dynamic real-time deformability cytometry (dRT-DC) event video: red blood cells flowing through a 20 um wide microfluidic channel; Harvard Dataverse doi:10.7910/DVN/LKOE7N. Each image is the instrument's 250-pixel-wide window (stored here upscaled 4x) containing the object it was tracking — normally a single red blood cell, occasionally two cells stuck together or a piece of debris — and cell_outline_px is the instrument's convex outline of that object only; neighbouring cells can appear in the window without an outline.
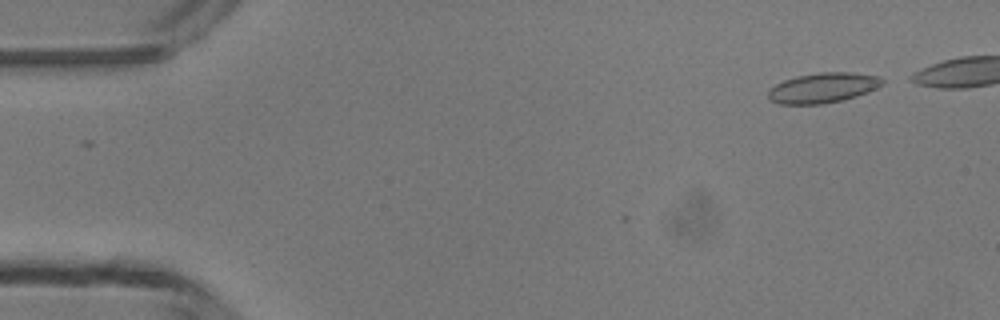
{"species": "common noctule bat (a hibernating species)", "species_latin": "Nyctalus noctula", "temperature_condition": "room temperature", "stored_images_in_passage": 42, "camera_frame_rate_fps": 3000, "um_per_image_px": 0.085, "animal": {"sex": "male", "body_mass_g": 13.3}, "frame": {"image": 1, "passage_image": 4, "time_ms": 1.0, "image_size_px": [1000, 320], "cell_outline_px": [[884, 84], [868, 92], [856, 96], [840, 100], [820, 104], [780, 104], [772, 100], [768, 96], [768, 92], [776, 84], [784, 80], [796, 76], [820, 72], [848, 72], [876, 76], [884, 80]], "centroid_in_image_um": [69.95, 7.46], "position_along_channel_um": 15.0, "area_um2": 19.71}}
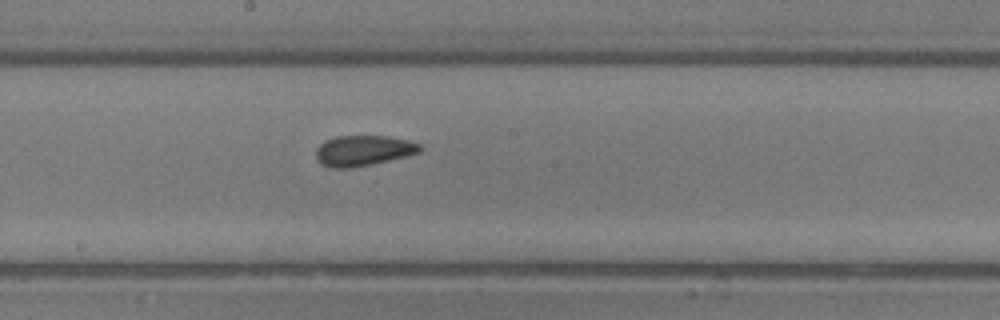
{"frame": {"image": 2, "passage_image": 26, "time_ms": 8.333, "image_size_px": [1000, 320], "cell_outline_px": [[424, 148], [420, 152], [372, 164], [352, 168], [332, 168], [320, 164], [316, 160], [316, 148], [324, 140], [336, 136], [388, 136], [408, 140], [420, 144]], "centroid_in_image_um": [30.85, 12.8], "position_along_channel_um": 217.4, "area_um2": 18.61}}
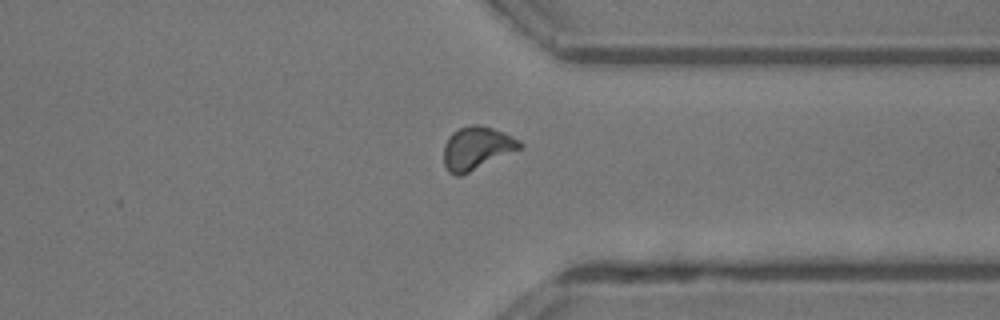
{"frame": {"image": 3, "passage_image": 37, "time_ms": 12.0, "image_size_px": [1000, 320], "cell_outline_px": [[524, 148], [460, 176], [456, 176], [448, 172], [444, 164], [444, 144], [448, 136], [452, 132], [460, 128], [472, 124], [476, 124], [492, 128], [504, 132], [520, 140], [524, 144]], "centroid_in_image_um": [40.54, 12.59], "position_along_channel_um": 370.9, "area_um2": 19.31}}